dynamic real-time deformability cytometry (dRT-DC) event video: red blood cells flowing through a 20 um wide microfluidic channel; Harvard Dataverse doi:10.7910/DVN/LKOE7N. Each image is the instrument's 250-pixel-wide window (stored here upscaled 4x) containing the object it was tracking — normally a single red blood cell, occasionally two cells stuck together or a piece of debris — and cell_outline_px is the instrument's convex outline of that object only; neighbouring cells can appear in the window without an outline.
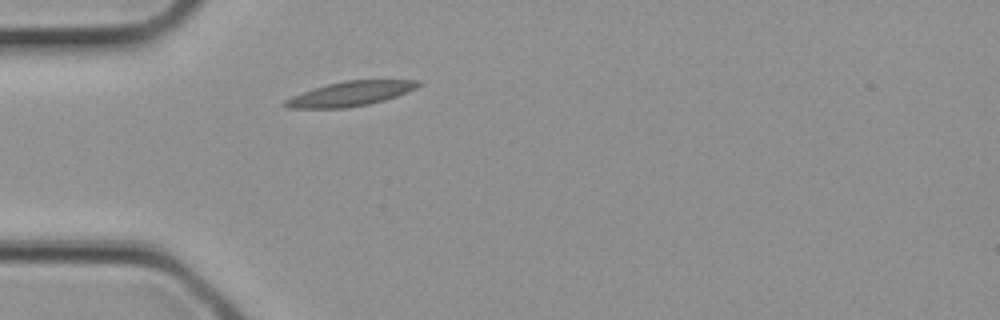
{"species": "common noctule bat (a hibernating species)", "species_latin": "Nyctalus noctula", "temperature_condition": "cold", "stored_images_in_passage": 1, "camera_frame_rate_fps": 3000, "um_per_image_px": 0.085, "animal": {"sex": "female", "body_mass_g": 21.9}, "frame": {"image": 1, "passage_image": 1, "time_ms": 0.0, "image_size_px": [1000, 320], "cell_outline_px": [[424, 84], [408, 92], [384, 100], [368, 104], [344, 108], [288, 108], [280, 104], [284, 100], [292, 96], [328, 84], [344, 80], [420, 80]], "centroid_in_image_um": [29.81, 7.96], "position_along_channel_um": 55.2, "area_um2": 19.02}}